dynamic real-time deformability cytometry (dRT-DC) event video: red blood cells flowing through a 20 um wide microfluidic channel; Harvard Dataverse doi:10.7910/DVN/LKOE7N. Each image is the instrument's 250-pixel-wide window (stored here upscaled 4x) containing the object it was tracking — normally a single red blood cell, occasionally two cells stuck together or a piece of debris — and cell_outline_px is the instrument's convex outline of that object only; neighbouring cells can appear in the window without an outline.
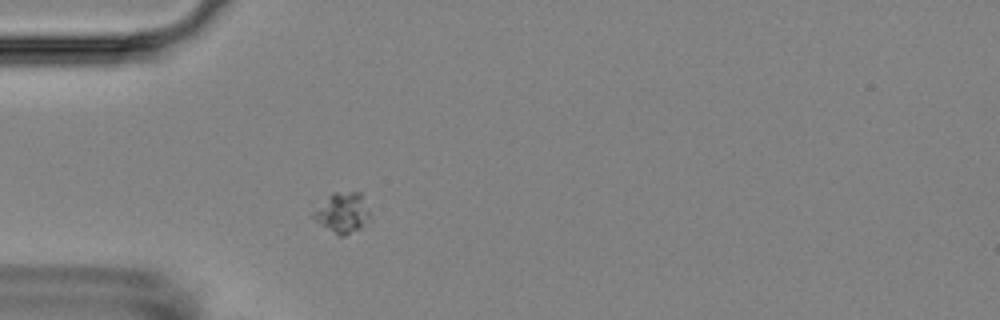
{"species": "Egyptian fruit bat (a non-hibernating species)", "species_latin": "Rousettus aegyptiacus", "temperature_condition": "room temperature", "stored_images_in_passage": 2, "camera_frame_rate_fps": 3000, "um_per_image_px": 0.085, "animal": {"sex": "female"}, "frame": {"image": 1, "passage_image": 2, "time_ms": 2.0, "image_size_px": [1000, 320], "cell_outline_px": [[372, 220], [360, 228], [344, 236], [336, 236], [316, 220], [312, 216], [312, 212], [332, 192], [360, 192]], "centroid_in_image_um": [29.12, 18.1], "position_along_channel_um": 55.9, "area_um2": 13.24}}